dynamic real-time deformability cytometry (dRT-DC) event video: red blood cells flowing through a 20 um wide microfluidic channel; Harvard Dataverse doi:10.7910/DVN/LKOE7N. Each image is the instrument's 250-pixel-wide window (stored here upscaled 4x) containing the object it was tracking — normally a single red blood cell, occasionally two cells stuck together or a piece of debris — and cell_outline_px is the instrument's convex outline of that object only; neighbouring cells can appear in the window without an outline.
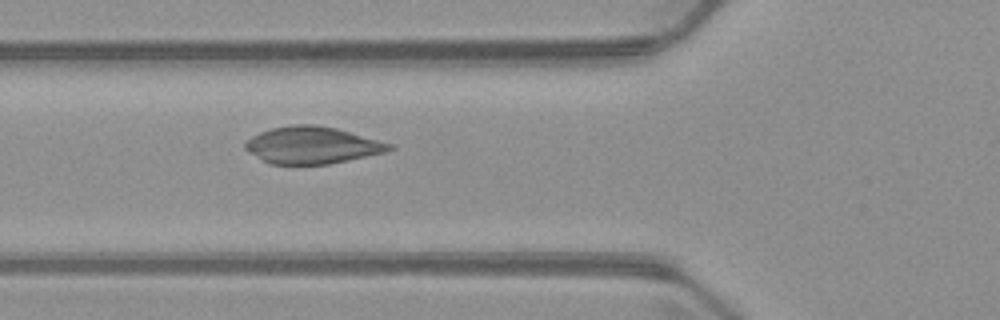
{"species": "common noctule bat (a hibernating species)", "species_latin": "Nyctalus noctula", "temperature_condition": "warm", "stored_images_in_passage": 5, "camera_frame_rate_fps": 3000, "um_per_image_px": 0.085, "animal": {"sex": "male", "body_mass_g": 23.1, "forearm_length_mm": 52.7}, "frame": {"image": 1, "passage_image": 5, "time_ms": 5.667, "image_size_px": [1000, 320], "cell_outline_px": [[396, 148], [384, 152], [348, 160], [328, 164], [268, 164], [248, 152], [244, 148], [244, 144], [252, 136], [260, 132], [272, 128], [292, 124], [312, 124], [336, 128], [396, 144]], "centroid_in_image_um": [26.55, 12.34], "position_along_channel_um": 99.3, "area_um2": 31.21}}